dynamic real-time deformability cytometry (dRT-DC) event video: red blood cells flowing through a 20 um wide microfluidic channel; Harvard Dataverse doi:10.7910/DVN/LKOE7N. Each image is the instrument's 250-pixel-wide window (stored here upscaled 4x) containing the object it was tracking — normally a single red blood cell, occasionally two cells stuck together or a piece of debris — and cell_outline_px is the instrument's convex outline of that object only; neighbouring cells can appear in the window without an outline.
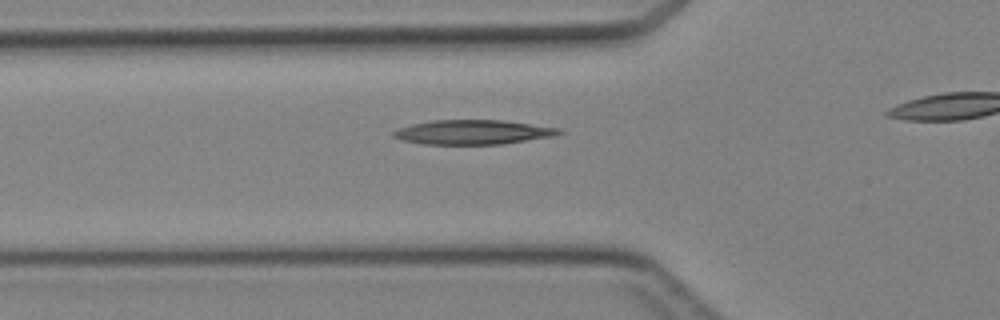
{"species": "Egyptian fruit bat (a non-hibernating species)", "species_latin": "Rousettus aegyptiacus", "temperature_condition": "cold", "stored_images_in_passage": 16, "camera_frame_rate_fps": 3000, "um_per_image_px": 0.085, "animal": {"sex": "female"}, "frame": {"image": 1, "passage_image": 5, "time_ms": 1.333, "image_size_px": [1000, 320], "cell_outline_px": [[564, 132], [556, 136], [504, 144], [420, 144], [400, 140], [392, 136], [392, 132], [396, 128], [412, 124], [432, 120], [504, 120], [560, 128]], "centroid_in_image_um": [40.19, 11.23], "position_along_channel_um": 85.6, "area_um2": 23.93}}
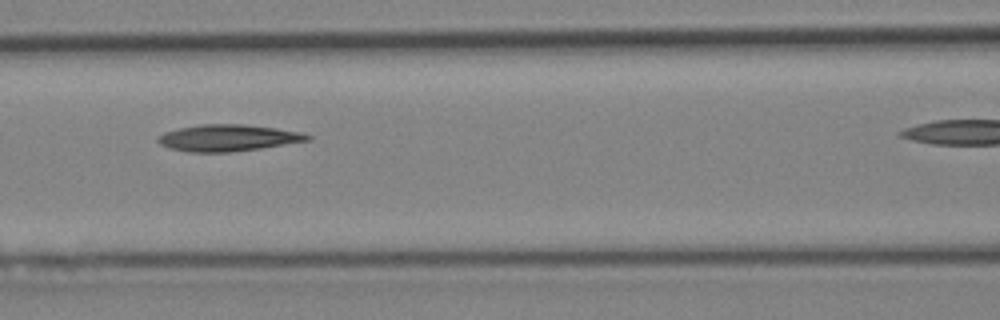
{"frame": {"image": 2, "passage_image": 9, "time_ms": 2.667, "image_size_px": [1000, 320], "cell_outline_px": [[312, 140], [260, 148], [228, 152], [188, 152], [168, 148], [160, 144], [156, 140], [156, 136], [164, 132], [176, 128], [200, 124], [244, 124], [276, 128], [304, 132], [312, 136]], "centroid_in_image_um": [19.36, 11.71], "position_along_channel_um": 147.2, "area_um2": 23.47}}
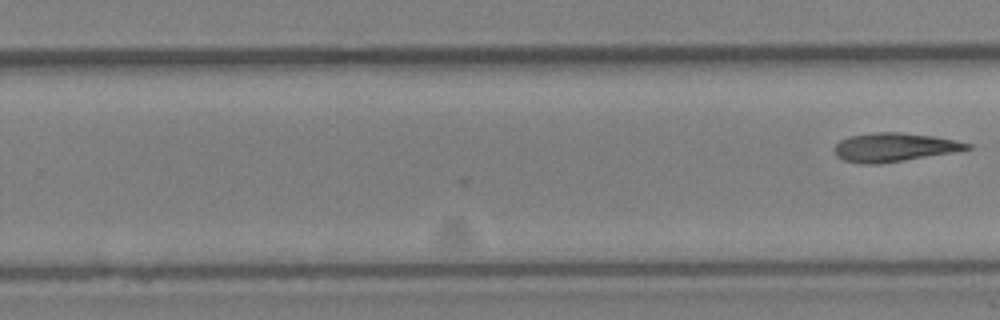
{"frame": {"image": 3, "passage_image": 16, "time_ms": 5.0, "image_size_px": [1000, 320], "cell_outline_px": [[972, 148], [960, 152], [880, 164], [864, 164], [844, 160], [836, 156], [832, 148], [840, 140], [848, 136], [876, 132], [900, 132], [932, 136], [956, 140], [972, 144]], "centroid_in_image_um": [76.04, 12.53], "position_along_channel_um": 253.8, "area_um2": 22.6}}